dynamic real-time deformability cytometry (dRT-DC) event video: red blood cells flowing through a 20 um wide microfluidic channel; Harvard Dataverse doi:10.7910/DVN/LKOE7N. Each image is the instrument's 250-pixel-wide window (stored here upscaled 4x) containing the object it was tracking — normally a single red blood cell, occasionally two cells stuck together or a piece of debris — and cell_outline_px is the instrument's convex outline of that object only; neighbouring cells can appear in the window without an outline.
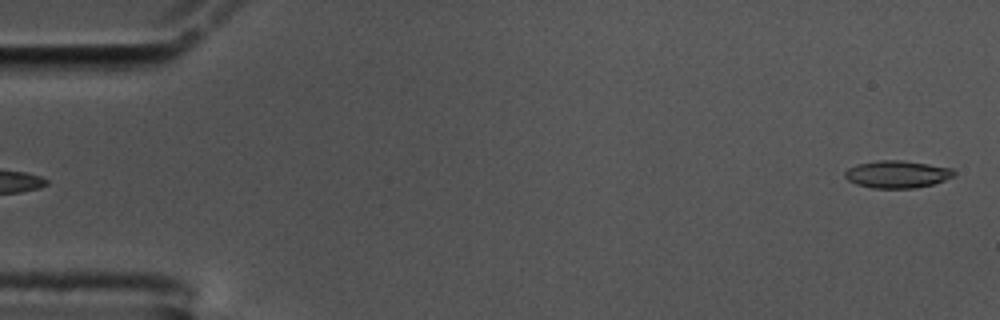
{"species": "common noctule bat (a hibernating species)", "species_latin": "Nyctalus noctula", "temperature_condition": "cold", "stored_images_in_passage": 56, "camera_frame_rate_fps": 3000, "um_per_image_px": 0.085, "animal": {"sex": "male", "body_mass_g": 17.5, "forearm_length_mm": 52.3}, "frame": {"image": 1, "passage_image": 1, "time_ms": 0.0, "image_size_px": [1000, 320], "cell_outline_px": [[956, 176], [932, 184], [916, 188], [872, 188], [856, 184], [848, 180], [844, 176], [844, 172], [848, 168], [856, 164], [880, 160], [900, 160], [928, 164], [952, 168], [956, 172]], "centroid_in_image_um": [76.26, 14.81], "position_along_channel_um": 8.7, "area_um2": 17.46}}
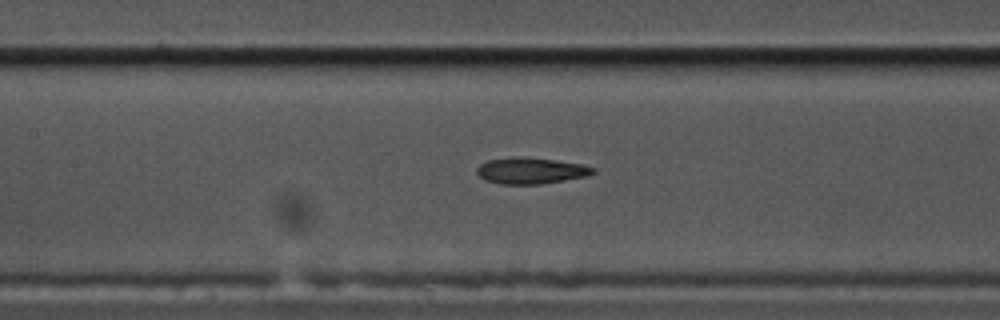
{"frame": {"image": 2, "passage_image": 25, "time_ms": 8.0, "image_size_px": [1000, 320], "cell_outline_px": [[596, 172], [588, 176], [540, 184], [504, 184], [484, 180], [476, 172], [476, 168], [480, 164], [488, 160], [520, 156], [556, 160], [580, 164], [596, 168]], "centroid_in_image_um": [45.13, 14.5], "position_along_channel_um": 162.3, "area_um2": 17.74}}
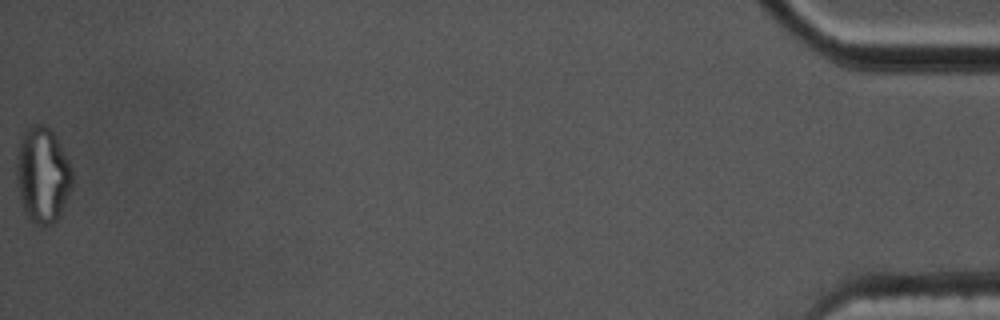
{"frame": {"image": 3, "passage_image": 56, "time_ms": 18.333, "image_size_px": [1000, 320], "cell_outline_px": [[72, 188], [60, 216], [52, 224], [44, 228], [40, 228], [28, 220], [24, 212], [20, 196], [16, 176], [16, 164], [20, 140], [24, 132], [32, 124], [44, 124], [56, 136], [72, 168]], "centroid_in_image_um": [3.63, 14.93], "position_along_channel_um": 431.6, "area_um2": 31.5}, "authors_computed_cell_mechanics": {"area_um2": 17.8891, "velocity_mm_per_s": 3.5723, "shape_relaxation_time_tau1_ms": null, "shape_relaxation_time_tau2_ms": 2.8038, "deformation_change_tau1": null, "deformation_change_tau2": 0.0887}}